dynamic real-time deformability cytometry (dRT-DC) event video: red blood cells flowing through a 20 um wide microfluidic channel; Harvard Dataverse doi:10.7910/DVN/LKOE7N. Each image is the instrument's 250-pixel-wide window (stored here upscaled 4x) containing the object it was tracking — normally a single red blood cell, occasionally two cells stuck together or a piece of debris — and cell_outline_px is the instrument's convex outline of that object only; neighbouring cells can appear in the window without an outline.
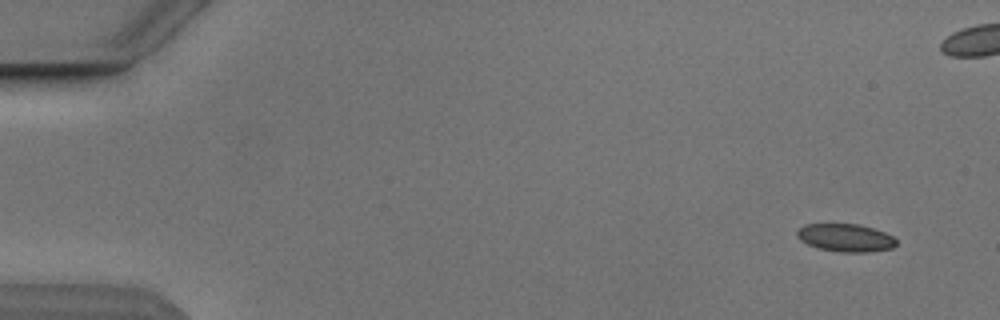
{"species": "Egyptian fruit bat (a non-hibernating species)", "species_latin": "Rousettus aegyptiacus", "temperature_condition": "cold", "stored_images_in_passage": 6, "camera_frame_rate_fps": 3000, "um_per_image_px": 0.085, "animal": {"sex": "male"}, "frame": {"image": 1, "passage_image": 1, "time_ms": 0.0, "image_size_px": [1000, 320], "cell_outline_px": [[896, 244], [892, 248], [868, 252], [840, 252], [820, 248], [808, 244], [800, 240], [796, 236], [796, 232], [804, 224], [856, 224], [872, 228], [884, 232], [892, 236], [896, 240]], "centroid_in_image_um": [71.86, 20.21], "position_along_channel_um": 13.1, "area_um2": 15.95}}